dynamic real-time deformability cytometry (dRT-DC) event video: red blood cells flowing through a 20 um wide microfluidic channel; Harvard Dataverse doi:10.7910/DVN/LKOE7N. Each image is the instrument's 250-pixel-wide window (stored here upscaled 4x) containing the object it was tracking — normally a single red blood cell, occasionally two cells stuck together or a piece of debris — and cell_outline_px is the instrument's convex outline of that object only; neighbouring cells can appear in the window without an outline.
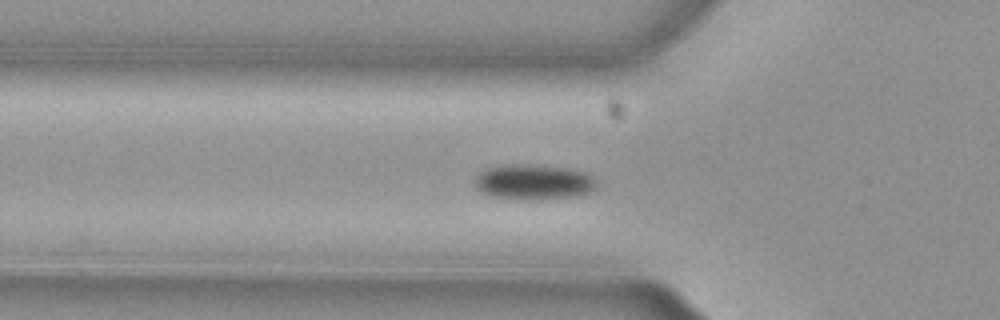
{"species": "common noctule bat (a hibernating species)", "species_latin": "Nyctalus noctula", "temperature_condition": "cold", "stored_images_in_passage": 47, "camera_frame_rate_fps": 3000, "um_per_image_px": 0.085, "animal": {"sex": "female", "body_mass_g": 29.2, "forearm_length_mm": 56.3}, "frame": {"image": 1, "passage_image": 10, "time_ms": 3.0, "image_size_px": [1000, 320], "cell_outline_px": [[596, 188], [588, 192], [576, 196], [528, 200], [524, 200], [492, 196], [476, 188], [476, 176], [480, 172], [488, 168], [564, 168], [584, 172], [592, 176], [596, 180]], "centroid_in_image_um": [45.42, 15.55], "position_along_channel_um": 80.4, "area_um2": 23.35}}
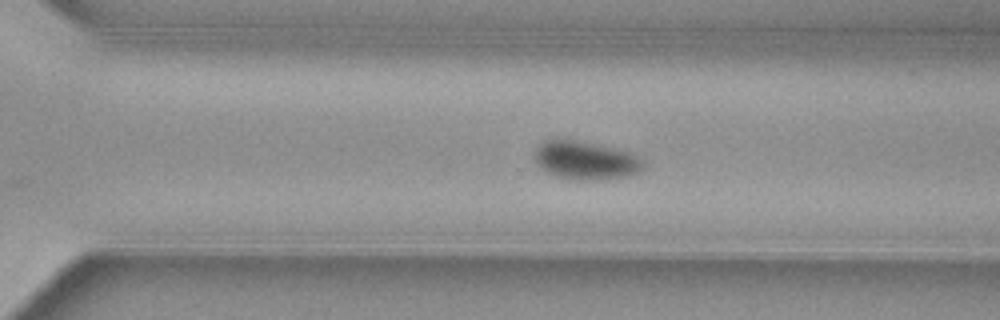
{"frame": {"image": 2, "passage_image": 29, "time_ms": 9.333, "image_size_px": [1000, 320], "cell_outline_px": [[644, 168], [640, 172], [632, 176], [604, 180], [568, 180], [544, 172], [536, 164], [532, 156], [536, 148], [544, 140], [556, 136], [600, 144], [628, 152], [636, 156], [644, 164]], "centroid_in_image_um": [49.7, 13.62], "position_along_channel_um": 320.9, "area_um2": 25.37}}
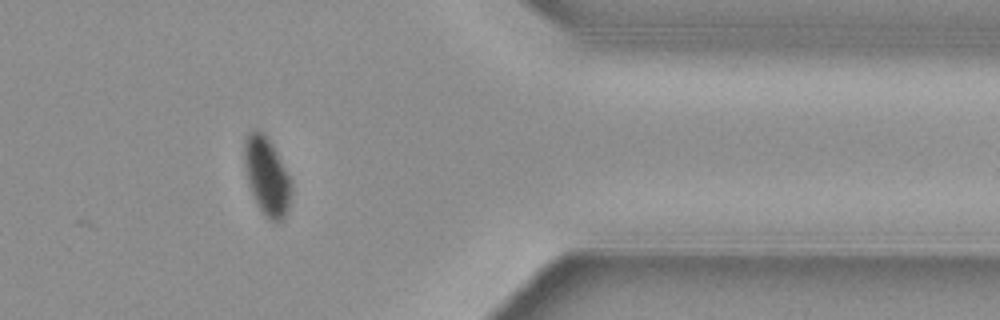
{"frame": {"image": 3, "passage_image": 36, "time_ms": 11.667, "image_size_px": [1000, 320], "cell_outline_px": [[292, 192], [288, 208], [284, 220], [276, 224], [268, 220], [264, 216], [256, 204], [248, 184], [244, 160], [244, 140], [248, 132], [256, 128], [264, 132], [272, 144], [288, 172], [292, 180]], "centroid_in_image_um": [22.69, 15.01], "position_along_channel_um": 388.7, "area_um2": 21.96}, "authors_computed_cell_mechanics": {"area_um2": 23.9292, "velocity_mm_per_s": 3.8057, "shape_relaxation_time_tau1_ms": 1.9242, "shape_relaxation_time_tau2_ms": null, "deformation_change_tau1": 0.0788, "deformation_change_tau2": null}}